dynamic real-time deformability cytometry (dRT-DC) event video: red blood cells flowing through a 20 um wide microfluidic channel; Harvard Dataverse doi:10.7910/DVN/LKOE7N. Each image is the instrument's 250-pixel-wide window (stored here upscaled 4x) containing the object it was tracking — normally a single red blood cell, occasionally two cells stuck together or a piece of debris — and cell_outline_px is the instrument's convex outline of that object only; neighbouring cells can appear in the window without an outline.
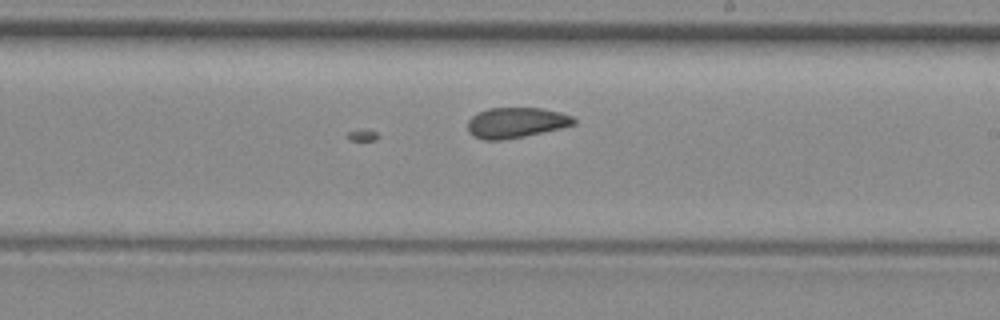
{"species": "common noctule bat (a hibernating species)", "species_latin": "Nyctalus noctula", "temperature_condition": "room temperature", "stored_images_in_passage": 27, "camera_frame_rate_fps": 3000, "um_per_image_px": 0.085, "animal": {"sex": "female", "body_mass_g": 29.2, "forearm_length_mm": 56.3}, "frame": {"image": 1, "passage_image": 27, "time_ms": 8.667, "image_size_px": [1000, 320], "cell_outline_px": [[576, 124], [560, 128], [524, 136], [504, 140], [484, 140], [472, 136], [468, 132], [468, 120], [476, 112], [488, 108], [544, 108], [560, 112], [572, 116], [576, 120]], "centroid_in_image_um": [43.83, 10.42], "position_along_channel_um": 245.2, "area_um2": 18.96}}